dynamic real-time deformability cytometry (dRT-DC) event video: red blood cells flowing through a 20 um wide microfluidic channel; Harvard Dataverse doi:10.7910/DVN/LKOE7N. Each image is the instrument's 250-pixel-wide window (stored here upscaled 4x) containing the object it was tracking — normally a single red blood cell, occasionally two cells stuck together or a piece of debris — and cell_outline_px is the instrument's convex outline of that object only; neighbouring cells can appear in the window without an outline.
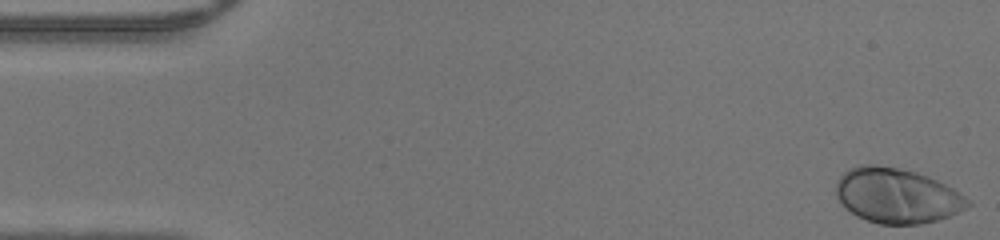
{"species": "human", "species_latin": "Homo sapiens", "temperature_condition": "warm", "stored_images_in_passage": 47, "camera_frame_rate_fps": 3000, "um_per_image_px": 0.085, "donor": {"sex": "male"}, "frame": {"image": 1, "passage_image": 1, "time_ms": 0.0, "image_size_px": [1000, 240], "cell_outline_px": [[972, 204], [948, 216], [936, 220], [920, 224], [880, 224], [856, 216], [844, 208], [836, 196], [836, 180], [848, 168], [860, 164], [876, 164], [900, 168], [916, 172], [928, 176], [952, 188], [972, 200]], "centroid_in_image_um": [76.19, 16.61], "position_along_channel_um": 8.8, "area_um2": 42.37}}
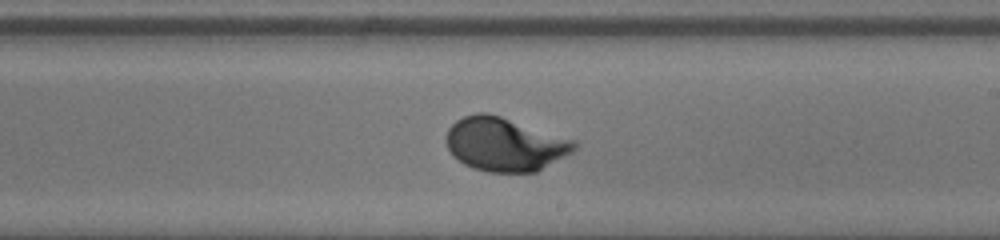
{"frame": {"image": 2, "passage_image": 27, "time_ms": 8.667, "image_size_px": [1000, 240], "cell_outline_px": [[580, 144], [572, 152], [536, 172], [488, 172], [472, 168], [464, 164], [452, 156], [444, 140], [444, 136], [448, 128], [456, 120], [464, 116], [476, 112], [488, 112], [576, 140]], "centroid_in_image_um": [42.88, 12.26], "position_along_channel_um": 246.1, "area_um2": 40.4}}
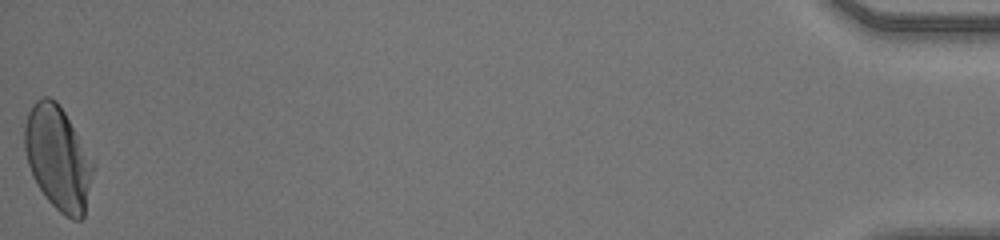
{"frame": {"image": 3, "passage_image": 47, "time_ms": 15.333, "image_size_px": [1000, 240], "cell_outline_px": [[96, 164], [84, 216], [80, 220], [72, 220], [64, 216], [48, 200], [32, 176], [28, 164], [24, 148], [24, 128], [28, 112], [32, 104], [36, 100], [44, 96], [48, 96], [56, 100], [96, 160]], "centroid_in_image_um": [4.97, 13.43], "position_along_channel_um": 430.2, "area_um2": 42.08}}